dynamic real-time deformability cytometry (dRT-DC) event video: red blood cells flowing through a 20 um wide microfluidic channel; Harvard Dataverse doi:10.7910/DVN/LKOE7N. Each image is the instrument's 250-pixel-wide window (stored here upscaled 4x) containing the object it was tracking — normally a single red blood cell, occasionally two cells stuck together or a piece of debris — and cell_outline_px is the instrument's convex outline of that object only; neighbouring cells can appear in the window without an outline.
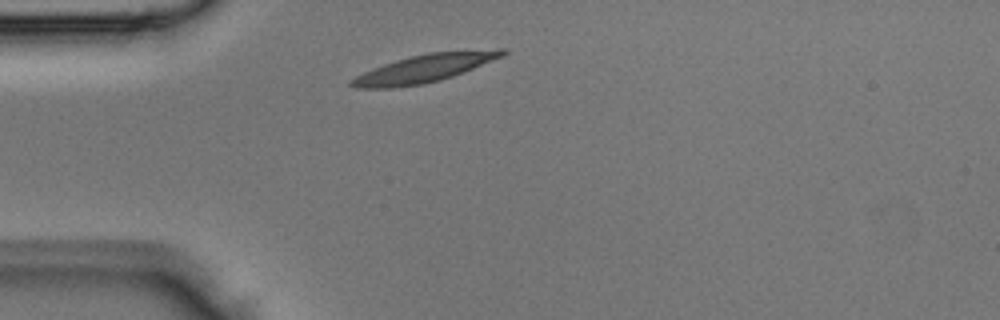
{"species": "Egyptian fruit bat (a non-hibernating species)", "species_latin": "Rousettus aegyptiacus", "temperature_condition": "room temperature", "stored_images_in_passage": 1, "camera_frame_rate_fps": 3000, "um_per_image_px": 0.085, "animal": {"sex": "male"}, "frame": {"image": 1, "passage_image": 1, "time_ms": 0.0, "image_size_px": [1000, 320], "cell_outline_px": [[508, 52], [504, 56], [464, 72], [440, 80], [424, 84], [392, 88], [356, 88], [348, 84], [348, 80], [372, 68], [396, 60], [428, 52], [500, 48], [508, 48]], "centroid_in_image_um": [36.12, 5.8], "position_along_channel_um": 48.9, "area_um2": 24.8}}